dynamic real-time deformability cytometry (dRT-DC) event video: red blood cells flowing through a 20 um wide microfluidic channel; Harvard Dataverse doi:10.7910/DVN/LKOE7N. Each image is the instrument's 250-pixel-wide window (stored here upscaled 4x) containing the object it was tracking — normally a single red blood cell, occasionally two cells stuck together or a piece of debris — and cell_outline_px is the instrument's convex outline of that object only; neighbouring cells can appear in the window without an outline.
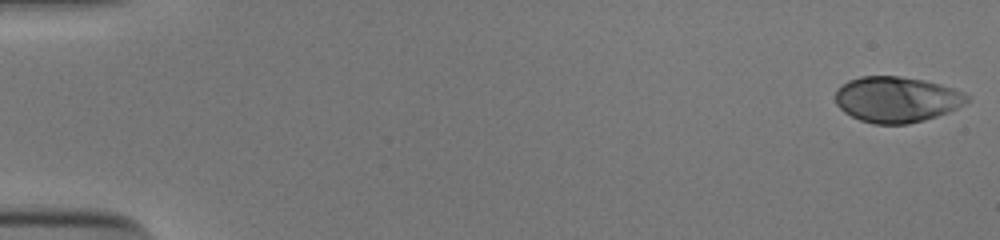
{"species": "human", "species_latin": "Homo sapiens", "temperature_condition": "cold", "stored_images_in_passage": 53, "camera_frame_rate_fps": 3000, "um_per_image_px": 0.085, "donor": {"sex": "male"}, "frame": {"image": 1, "passage_image": 1, "time_ms": 0.0, "image_size_px": [1000, 240], "cell_outline_px": [[972, 96], [964, 104], [948, 112], [924, 120], [908, 124], [872, 124], [860, 120], [844, 112], [836, 104], [836, 88], [848, 80], [860, 76], [900, 76], [924, 80], [940, 84], [964, 92]], "centroid_in_image_um": [76.21, 8.45], "position_along_channel_um": 8.8, "area_um2": 35.26}}
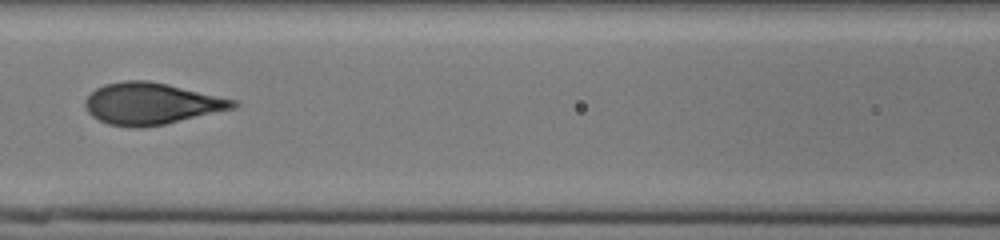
{"frame": {"image": 2, "passage_image": 25, "time_ms": 8.0, "image_size_px": [1000, 240], "cell_outline_px": [[240, 104], [236, 108], [164, 124], [136, 128], [132, 128], [108, 124], [92, 116], [88, 112], [84, 104], [84, 100], [96, 88], [104, 84], [124, 80], [148, 80], [168, 84], [240, 100]], "centroid_in_image_um": [12.9, 8.8], "position_along_channel_um": 153.7, "area_um2": 36.18}}
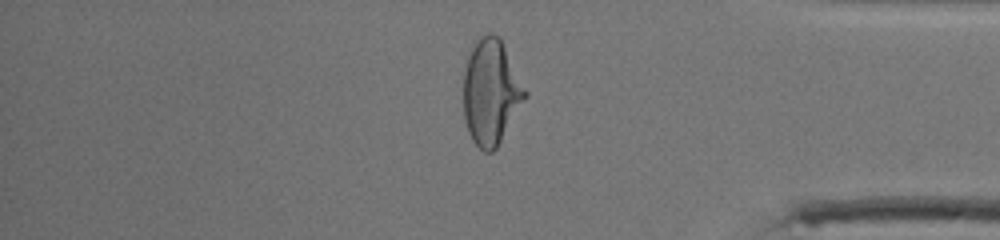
{"frame": {"image": 3, "passage_image": 45, "time_ms": 14.667, "image_size_px": [1000, 240], "cell_outline_px": [[528, 96], [496, 148], [492, 152], [484, 152], [472, 140], [468, 132], [464, 120], [464, 72], [468, 56], [472, 48], [480, 36], [488, 32], [492, 32], [500, 40], [528, 92]], "centroid_in_image_um": [41.73, 7.86], "position_along_channel_um": 393.5, "area_um2": 37.45}}